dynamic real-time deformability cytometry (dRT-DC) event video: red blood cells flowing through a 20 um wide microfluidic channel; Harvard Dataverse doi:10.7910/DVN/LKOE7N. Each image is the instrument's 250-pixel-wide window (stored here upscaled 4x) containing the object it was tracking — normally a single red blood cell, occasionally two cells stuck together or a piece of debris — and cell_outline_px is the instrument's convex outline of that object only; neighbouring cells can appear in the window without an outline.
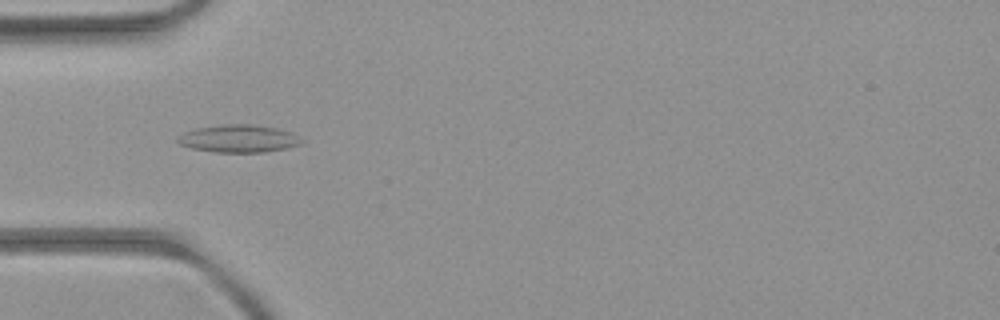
{"species": "common noctule bat (a hibernating species)", "species_latin": "Nyctalus noctula", "temperature_condition": "room temperature", "stored_images_in_passage": 6, "camera_frame_rate_fps": 3000, "um_per_image_px": 0.085, "animal": {"sex": "female", "body_mass_g": 21.9}, "frame": {"image": 1, "passage_image": 5, "time_ms": 5.0, "image_size_px": [1000, 320], "cell_outline_px": [[304, 140], [300, 144], [288, 148], [264, 152], [216, 152], [192, 148], [180, 144], [176, 140], [176, 136], [184, 132], [196, 128], [224, 124], [252, 124], [276, 128], [292, 132]], "centroid_in_image_um": [20.29, 11.78], "position_along_channel_um": 64.7, "area_um2": 20.0}}
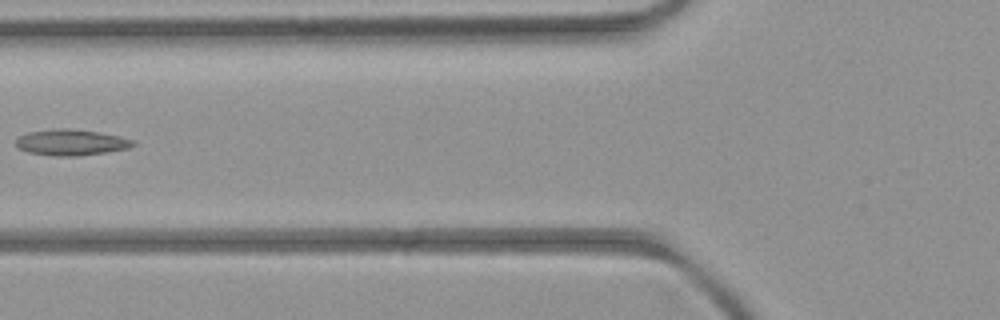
{"frame": {"image": 2, "passage_image": 6, "time_ms": 6.333, "image_size_px": [1000, 320], "cell_outline_px": [[136, 144], [128, 148], [80, 156], [56, 156], [28, 152], [16, 148], [16, 140], [20, 136], [28, 132], [56, 128], [64, 128], [96, 132], [120, 136], [132, 140]], "centroid_in_image_um": [6.01, 12.11], "position_along_channel_um": 119.8, "area_um2": 17.57}}